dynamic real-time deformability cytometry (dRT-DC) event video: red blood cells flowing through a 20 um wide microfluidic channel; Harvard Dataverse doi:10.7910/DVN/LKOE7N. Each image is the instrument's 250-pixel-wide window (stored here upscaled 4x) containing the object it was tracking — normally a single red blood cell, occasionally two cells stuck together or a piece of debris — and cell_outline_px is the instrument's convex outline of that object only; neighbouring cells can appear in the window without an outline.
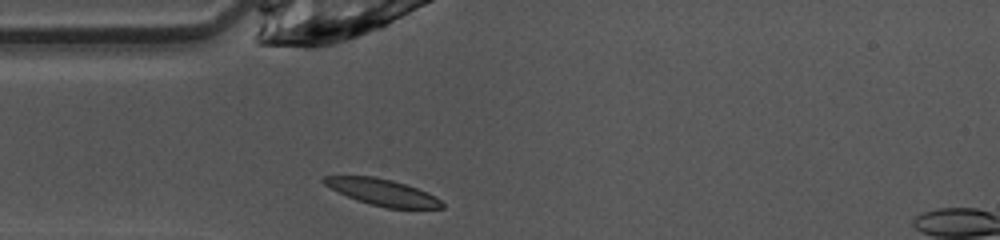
{"species": "common noctule bat (a hibernating species)", "species_latin": "Nyctalus noctula", "temperature_condition": "warm", "stored_images_in_passage": 36, "camera_frame_rate_fps": 3000, "um_per_image_px": 0.085, "animal": {"sex": "female", "body_mass_g": 10.0, "forearm_length_mm": 53.1}, "frame": {"image": 1, "passage_image": 1, "time_ms": 0.0, "image_size_px": [1000, 240], "cell_outline_px": [[444, 208], [384, 208], [348, 196], [324, 184], [320, 180], [324, 176], [372, 176], [392, 180], [416, 188], [436, 196], [444, 204]], "centroid_in_image_um": [32.53, 16.33], "position_along_channel_um": 52.5, "area_um2": 17.8}}
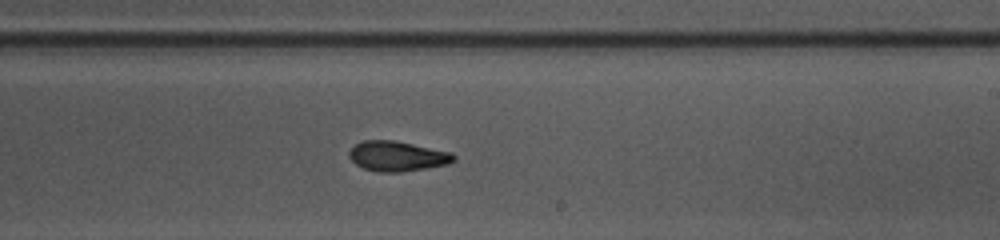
{"frame": {"image": 2, "passage_image": 16, "time_ms": 5.0, "image_size_px": [1000, 240], "cell_outline_px": [[456, 160], [448, 164], [400, 172], [380, 172], [364, 168], [356, 164], [348, 156], [348, 152], [356, 144], [364, 140], [392, 140], [452, 152], [456, 156]], "centroid_in_image_um": [33.78, 13.27], "position_along_channel_um": 255.2, "area_um2": 18.15}}
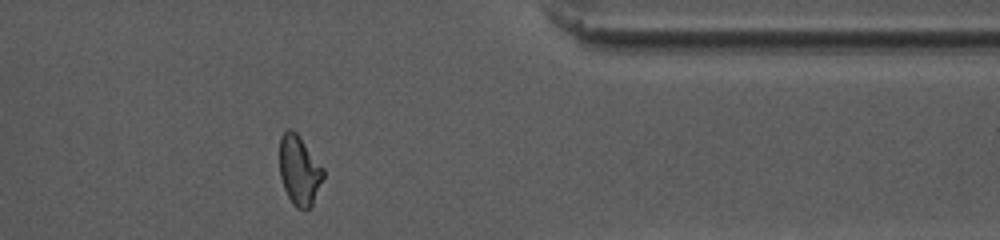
{"frame": {"image": 3, "passage_image": 27, "time_ms": 8.667, "image_size_px": [1000, 240], "cell_outline_px": [[324, 176], [312, 204], [308, 208], [296, 208], [292, 204], [284, 188], [280, 176], [280, 136], [288, 128], [292, 128], [300, 136], [324, 168]], "centroid_in_image_um": [25.43, 14.44], "position_along_channel_um": 386.0, "area_um2": 17.69}, "authors_computed_cell_mechanics": {"area_um2": 18.2648, "velocity_mm_per_s": 4.096, "shape_relaxation_time_tau1_ms": 4.6369, "shape_relaxation_time_tau2_ms": 3.0801, "deformation_change_tau1": 0.1428, "deformation_change_tau2": 0.1052}}